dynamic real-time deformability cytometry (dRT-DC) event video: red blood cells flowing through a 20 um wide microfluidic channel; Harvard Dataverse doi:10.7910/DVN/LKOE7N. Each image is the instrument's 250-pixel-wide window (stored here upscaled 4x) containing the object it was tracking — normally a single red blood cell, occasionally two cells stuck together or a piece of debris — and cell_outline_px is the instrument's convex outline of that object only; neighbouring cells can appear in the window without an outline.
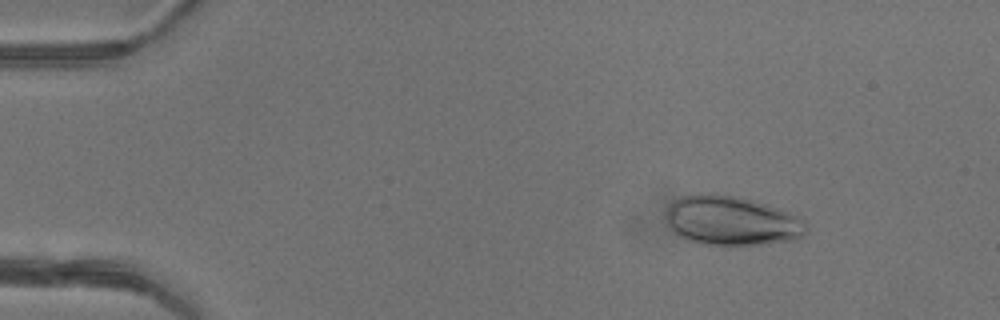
{"species": "common noctule bat (a hibernating species)", "species_latin": "Nyctalus noctula", "temperature_condition": "warm", "stored_images_in_passage": 48, "camera_frame_rate_fps": 3000, "um_per_image_px": 0.085, "animal": {"sex": "female"}, "frame": {"image": 1, "passage_image": 7, "time_ms": 2.0, "image_size_px": [1000, 320], "cell_outline_px": [[808, 228], [804, 236], [792, 240], [740, 248], [724, 248], [700, 244], [684, 240], [668, 224], [664, 216], [668, 208], [676, 200], [684, 196], [708, 192], [712, 192], [752, 200], [788, 212], [804, 220]], "centroid_in_image_um": [62.18, 18.83], "position_along_channel_um": 22.8, "area_um2": 41.27}}
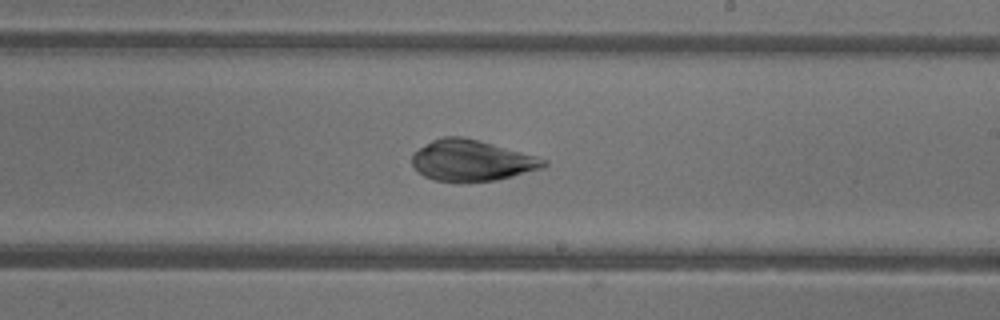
{"frame": {"image": 2, "passage_image": 29, "time_ms": 9.333, "image_size_px": [1000, 320], "cell_outline_px": [[548, 164], [544, 168], [496, 180], [464, 184], [460, 184], [432, 180], [424, 176], [412, 164], [412, 152], [432, 140], [444, 136], [460, 136], [476, 140], [536, 156], [548, 160]], "centroid_in_image_um": [40.07, 13.68], "position_along_channel_um": 248.9, "area_um2": 31.79}}
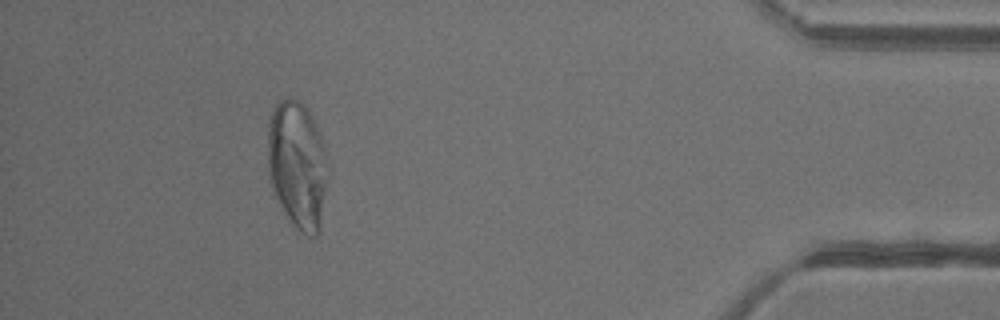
{"frame": {"image": 3, "passage_image": 44, "time_ms": 14.333, "image_size_px": [1000, 320], "cell_outline_px": [[324, 192], [320, 220], [316, 236], [308, 236], [300, 232], [288, 220], [272, 192], [268, 180], [268, 124], [272, 112], [276, 104], [280, 100], [288, 96], [300, 100], [308, 108], [320, 132], [324, 148]], "centroid_in_image_um": [25.21, 13.96], "position_along_channel_um": 410.0, "area_um2": 44.39}}